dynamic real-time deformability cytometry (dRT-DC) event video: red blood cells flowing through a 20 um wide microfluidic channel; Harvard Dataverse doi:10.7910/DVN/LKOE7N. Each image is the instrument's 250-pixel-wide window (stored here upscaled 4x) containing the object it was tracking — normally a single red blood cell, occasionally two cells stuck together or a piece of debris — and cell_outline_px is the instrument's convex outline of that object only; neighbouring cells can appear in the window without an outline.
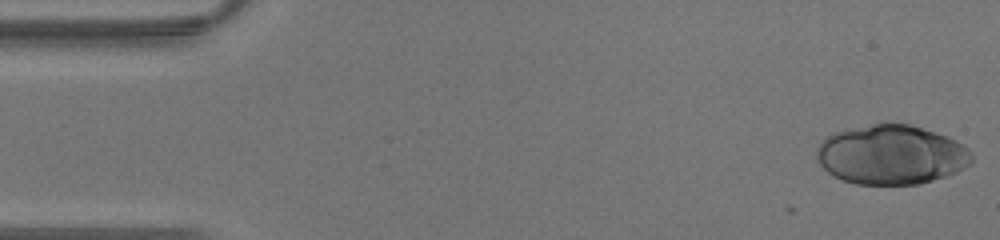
{"species": "human", "species_latin": "Homo sapiens", "temperature_condition": "warm", "stored_images_in_passage": 15, "camera_frame_rate_fps": 3000, "um_per_image_px": 0.085, "donor": {"sex": "male"}, "frame": {"image": 1, "passage_image": 1, "time_ms": 0.0, "image_size_px": [1000, 240], "cell_outline_px": [[972, 160], [964, 168], [956, 172], [920, 184], [856, 184], [832, 176], [820, 164], [816, 156], [816, 148], [824, 136], [836, 132], [872, 124], [908, 124], [948, 136], [964, 144], [972, 152]], "centroid_in_image_um": [75.75, 13.15], "position_along_channel_um": 9.3, "area_um2": 53.58}}
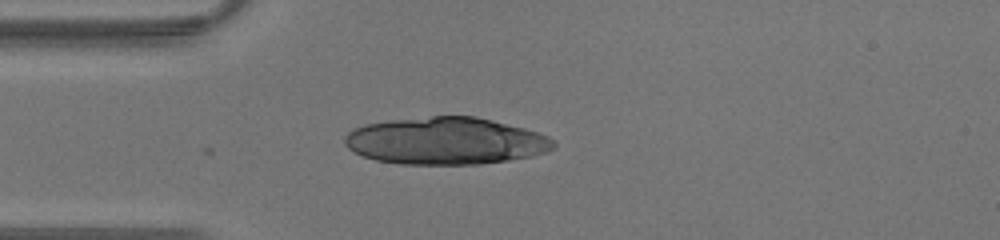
{"frame": {"image": 2, "passage_image": 11, "time_ms": 3.333, "image_size_px": [1000, 240], "cell_outline_px": [[556, 148], [548, 152], [532, 156], [508, 160], [480, 164], [400, 164], [376, 160], [364, 156], [348, 148], [344, 144], [344, 136], [352, 128], [364, 124], [392, 120], [432, 116], [476, 116], [524, 128], [548, 136], [556, 140]], "centroid_in_image_um": [37.91, 11.98], "position_along_channel_um": 47.1, "area_um2": 57.63}}
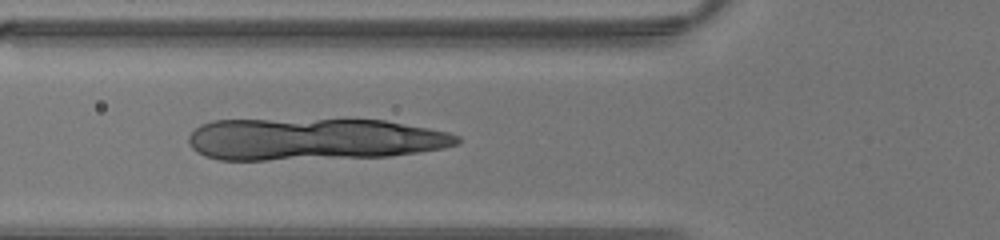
{"frame": {"image": 3, "passage_image": 15, "time_ms": 4.667, "image_size_px": [1000, 240], "cell_outline_px": [[460, 144], [444, 148], [388, 156], [268, 160], [220, 160], [204, 156], [196, 152], [192, 148], [188, 140], [188, 136], [200, 124], [212, 120], [384, 120], [428, 128], [448, 132], [460, 136]], "centroid_in_image_um": [26.64, 11.84], "position_along_channel_um": 99.2, "area_um2": 65.72}}